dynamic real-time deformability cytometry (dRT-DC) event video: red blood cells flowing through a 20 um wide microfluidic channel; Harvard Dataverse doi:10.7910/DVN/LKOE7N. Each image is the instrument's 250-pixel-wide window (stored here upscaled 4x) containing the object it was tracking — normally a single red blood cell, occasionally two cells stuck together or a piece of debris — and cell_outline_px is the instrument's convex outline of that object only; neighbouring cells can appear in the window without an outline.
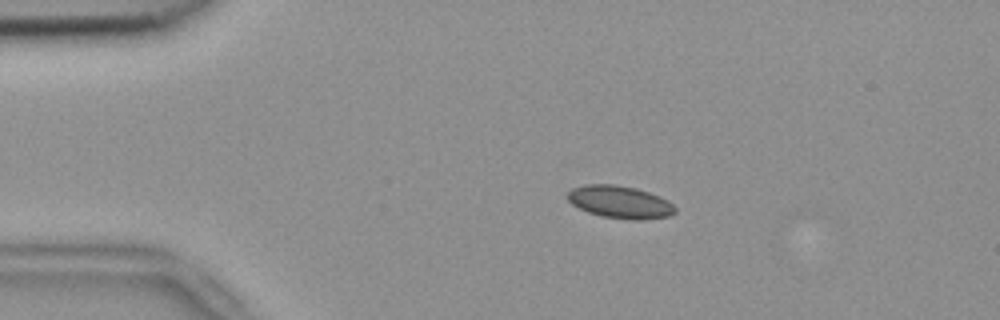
{"species": "common noctule bat (a hibernating species)", "species_latin": "Nyctalus noctula", "temperature_condition": "room temperature", "stored_images_in_passage": 53, "camera_frame_rate_fps": 3000, "um_per_image_px": 0.085, "animal": {"sex": "female", "body_mass_g": 18.4}, "frame": {"image": 1, "passage_image": 10, "time_ms": 3.0, "image_size_px": [1000, 320], "cell_outline_px": [[676, 212], [672, 216], [644, 220], [632, 220], [600, 216], [588, 212], [572, 204], [564, 196], [572, 188], [584, 184], [612, 184], [636, 188], [660, 196], [668, 200], [676, 208]], "centroid_in_image_um": [52.7, 17.18], "position_along_channel_um": 32.3, "area_um2": 20.69}}
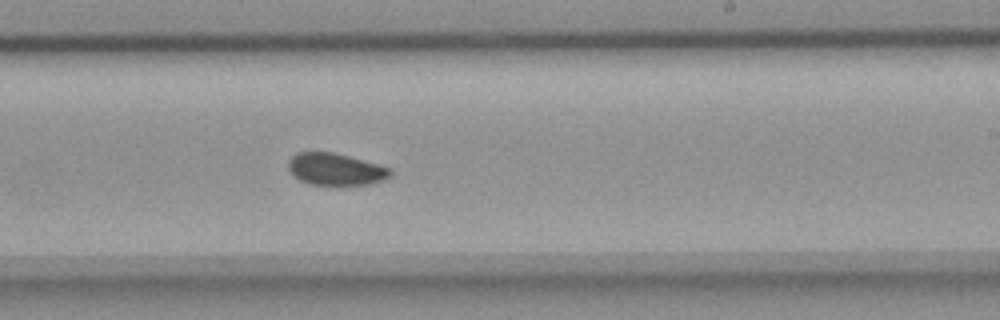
{"frame": {"image": 2, "passage_image": 32, "time_ms": 10.333, "image_size_px": [1000, 320], "cell_outline_px": [[392, 172], [384, 180], [368, 184], [340, 188], [336, 188], [308, 184], [300, 180], [288, 168], [288, 160], [296, 152], [332, 152], [348, 156], [376, 164], [388, 168]], "centroid_in_image_um": [28.49, 14.44], "position_along_channel_um": 260.5, "area_um2": 19.48}}
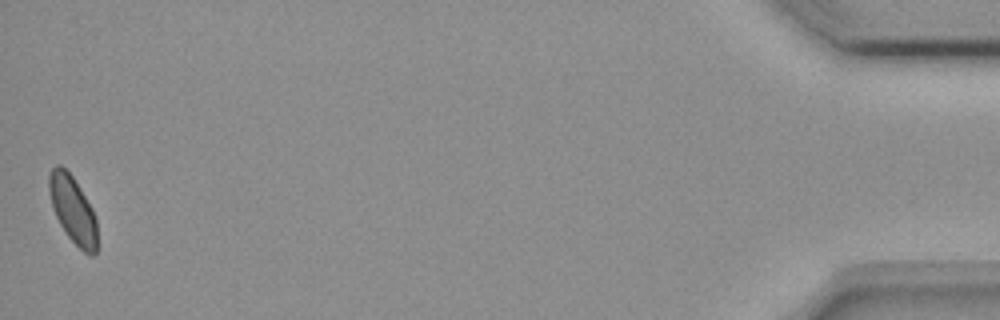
{"frame": {"image": 3, "passage_image": 53, "time_ms": 17.333, "image_size_px": [1000, 320], "cell_outline_px": [[96, 252], [92, 256], [84, 252], [68, 236], [60, 224], [56, 216], [48, 192], [48, 176], [52, 168], [56, 164], [60, 164], [72, 176], [80, 188], [92, 208], [96, 220]], "centroid_in_image_um": [6.17, 17.79], "position_along_channel_um": 429.0, "area_um2": 18.55}, "authors_computed_cell_mechanics": {"area_um2": 19.4786, "velocity_mm_per_s": 3.7451, "shape_relaxation_time_tau1_ms": 3.0344, "shape_relaxation_time_tau2_ms": 2.9455, "deformation_change_tau1": 0.0604, "deformation_change_tau2": 0.0612}}